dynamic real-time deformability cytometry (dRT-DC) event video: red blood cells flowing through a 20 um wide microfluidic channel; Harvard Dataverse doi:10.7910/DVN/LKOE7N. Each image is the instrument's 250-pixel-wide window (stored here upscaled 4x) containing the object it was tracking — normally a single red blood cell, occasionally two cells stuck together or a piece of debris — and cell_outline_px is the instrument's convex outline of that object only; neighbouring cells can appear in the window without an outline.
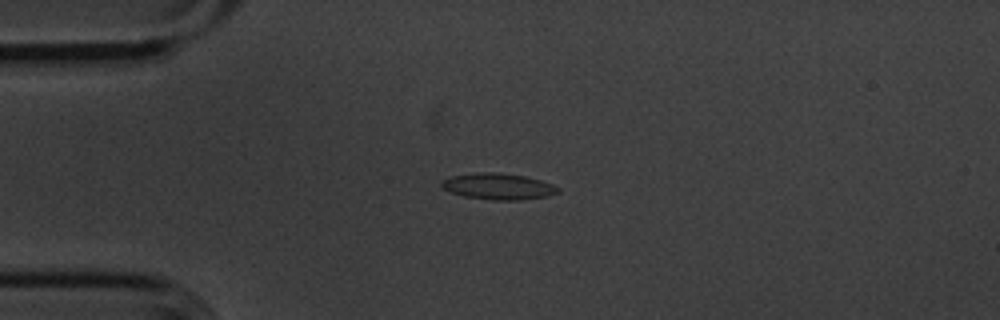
{"species": "common noctule bat (a hibernating species)", "species_latin": "Nyctalus noctula", "temperature_condition": "cold", "stored_images_in_passage": 56, "camera_frame_rate_fps": 3000, "um_per_image_px": 0.085, "animal": {"sex": "male", "body_mass_g": 20.1, "forearm_length_mm": 53.5}, "frame": {"image": 1, "passage_image": 14, "time_ms": 4.333, "image_size_px": [1000, 320], "cell_outline_px": [[560, 192], [548, 196], [520, 200], [492, 200], [464, 196], [452, 192], [444, 188], [440, 184], [440, 180], [452, 176], [480, 172], [492, 172], [524, 176], [540, 180], [552, 184], [560, 188]], "centroid_in_image_um": [42.37, 15.85], "position_along_channel_um": 42.6, "area_um2": 17.69}}
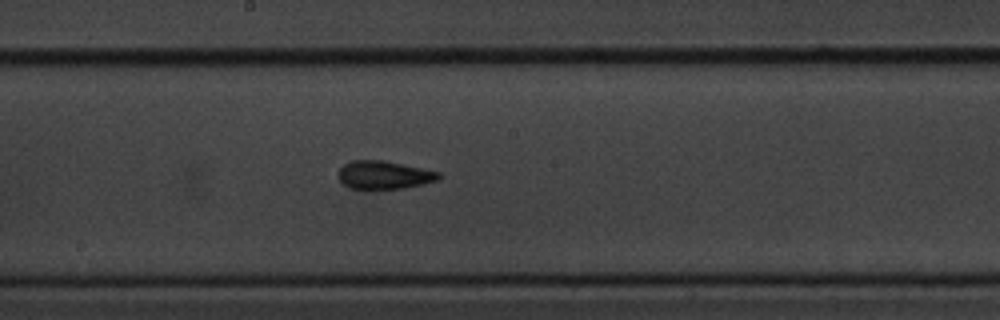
{"frame": {"image": 2, "passage_image": 30, "time_ms": 9.667, "image_size_px": [1000, 320], "cell_outline_px": [[444, 176], [436, 180], [424, 184], [404, 188], [348, 188], [336, 176], [340, 168], [344, 164], [352, 160], [384, 160], [440, 172]], "centroid_in_image_um": [32.65, 14.86], "position_along_channel_um": 215.6, "area_um2": 16.47}}
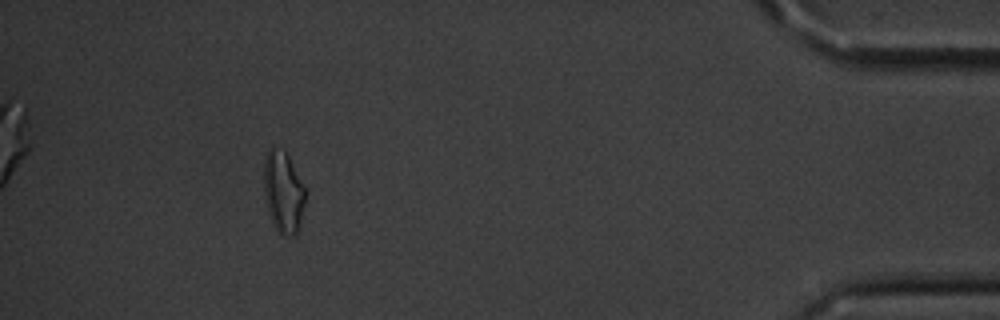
{"frame": {"image": 3, "passage_image": 51, "time_ms": 16.667, "image_size_px": [1000, 320], "cell_outline_px": [[304, 204], [300, 224], [296, 232], [292, 236], [280, 236], [272, 224], [264, 196], [264, 160], [272, 144], [284, 152], [288, 156], [304, 188]], "centroid_in_image_um": [24.04, 16.36], "position_along_channel_um": 411.2, "area_um2": 19.48}, "authors_computed_cell_mechanics": {"area_um2": 16.6175, "velocity_mm_per_s": 3.6128, "shape_relaxation_time_tau1_ms": 3.1029, "shape_relaxation_time_tau2_ms": 2.2293, "deformation_change_tau1": 0.1012, "deformation_change_tau2": 0.0783}}